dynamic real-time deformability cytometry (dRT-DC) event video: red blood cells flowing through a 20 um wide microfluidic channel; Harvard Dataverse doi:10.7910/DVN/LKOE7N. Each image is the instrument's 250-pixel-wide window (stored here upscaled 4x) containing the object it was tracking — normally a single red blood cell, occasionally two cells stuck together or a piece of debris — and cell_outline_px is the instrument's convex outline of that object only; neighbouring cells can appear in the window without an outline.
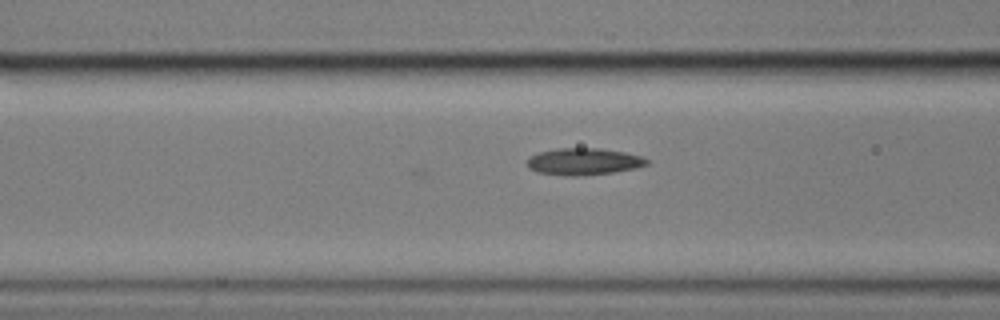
{"species": "common noctule bat (a hibernating species)", "species_latin": "Nyctalus noctula", "temperature_condition": "cold", "stored_images_in_passage": 6, "camera_frame_rate_fps": 3000, "um_per_image_px": 0.085, "animal": {"sex": "male", "body_mass_g": 17.9}, "frame": {"image": 1, "passage_image": 6, "time_ms": 1.667, "image_size_px": [1000, 320], "cell_outline_px": [[648, 164], [636, 168], [612, 172], [576, 176], [564, 176], [536, 172], [528, 168], [528, 156], [540, 152], [556, 148], [600, 148], [624, 152], [640, 156], [648, 160]], "centroid_in_image_um": [49.57, 13.73], "position_along_channel_um": 117.0, "area_um2": 18.73}}